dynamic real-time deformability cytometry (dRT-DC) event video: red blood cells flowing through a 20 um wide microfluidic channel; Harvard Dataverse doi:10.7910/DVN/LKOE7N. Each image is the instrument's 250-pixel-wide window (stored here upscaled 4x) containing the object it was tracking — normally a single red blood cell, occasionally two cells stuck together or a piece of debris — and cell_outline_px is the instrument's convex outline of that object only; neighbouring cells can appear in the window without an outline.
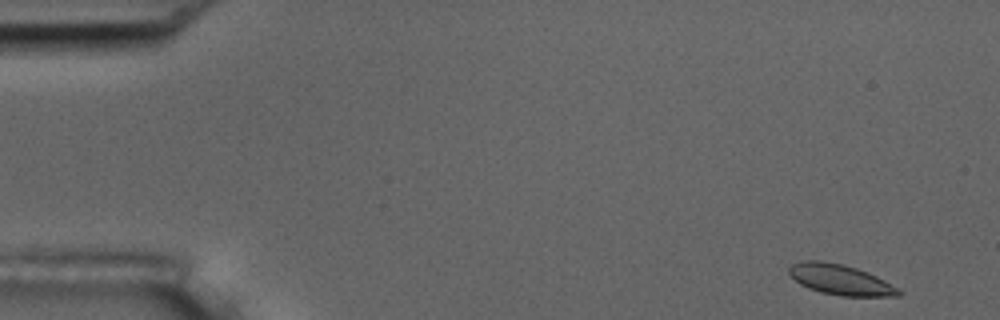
{"species": "common noctule bat (a hibernating species)", "species_latin": "Nyctalus noctula", "temperature_condition": "room temperature", "stored_images_in_passage": 54, "camera_frame_rate_fps": 3000, "um_per_image_px": 0.085, "animal": {"sex": "male", "body_mass_g": 17.5, "forearm_length_mm": 52.3}, "frame": {"image": 1, "passage_image": 1, "time_ms": 0.0, "image_size_px": [1000, 320], "cell_outline_px": [[904, 292], [900, 296], [840, 296], [820, 292], [808, 288], [800, 284], [788, 272], [788, 268], [792, 264], [804, 260], [820, 260], [844, 264], [868, 272], [884, 280]], "centroid_in_image_um": [71.44, 23.77], "position_along_channel_um": 13.6, "area_um2": 19.48}}
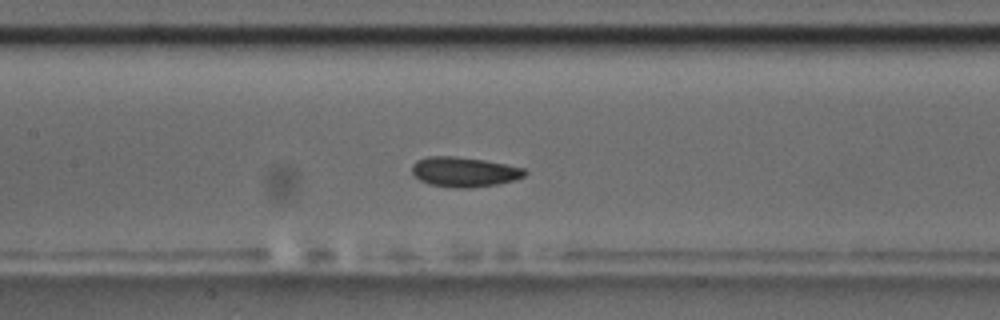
{"frame": {"image": 2, "passage_image": 24, "time_ms": 7.667, "image_size_px": [1000, 320], "cell_outline_px": [[528, 172], [524, 176], [516, 180], [496, 184], [472, 188], [452, 188], [428, 184], [420, 180], [412, 172], [412, 164], [416, 160], [428, 156], [456, 156], [484, 160], [524, 168]], "centroid_in_image_um": [39.45, 14.61], "position_along_channel_um": 168.0, "area_um2": 19.77}}
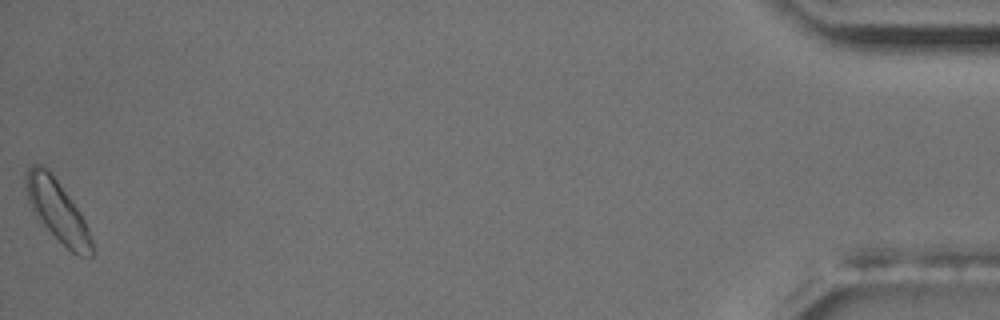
{"frame": {"image": 3, "passage_image": 54, "time_ms": 17.667, "image_size_px": [1000, 320], "cell_outline_px": [[92, 256], [80, 256], [72, 252], [40, 224], [28, 200], [24, 184], [24, 176], [28, 168], [32, 164], [40, 164], [48, 168], [80, 212], [88, 228], [92, 240]], "centroid_in_image_um": [4.84, 17.89], "position_along_channel_um": 430.4, "area_um2": 23.58}}